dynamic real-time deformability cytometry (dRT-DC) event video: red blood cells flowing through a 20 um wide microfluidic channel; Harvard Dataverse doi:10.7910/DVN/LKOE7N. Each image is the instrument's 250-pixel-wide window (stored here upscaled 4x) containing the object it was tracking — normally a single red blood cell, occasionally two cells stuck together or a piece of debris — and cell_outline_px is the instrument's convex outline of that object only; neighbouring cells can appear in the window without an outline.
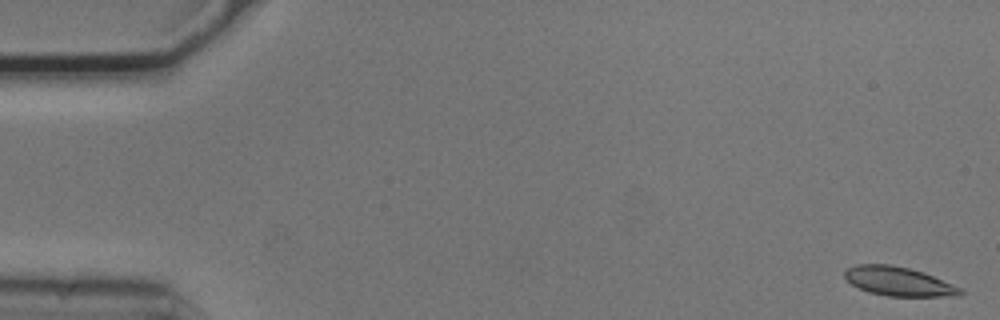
{"species": "common noctule bat (a hibernating species)", "species_latin": "Nyctalus noctula", "temperature_condition": "cold", "stored_images_in_passage": 54, "camera_frame_rate_fps": 3000, "um_per_image_px": 0.085, "animal": {"sex": "male", "body_mass_g": 20.5, "forearm_length_mm": 52.5}, "frame": {"image": 1, "passage_image": 1, "time_ms": 0.0, "image_size_px": [1000, 320], "cell_outline_px": [[964, 292], [956, 296], [888, 296], [868, 292], [852, 284], [844, 276], [844, 272], [848, 268], [856, 264], [888, 264], [908, 268], [924, 272], [964, 288]], "centroid_in_image_um": [76.42, 23.92], "position_along_channel_um": 8.6, "area_um2": 19.59}}
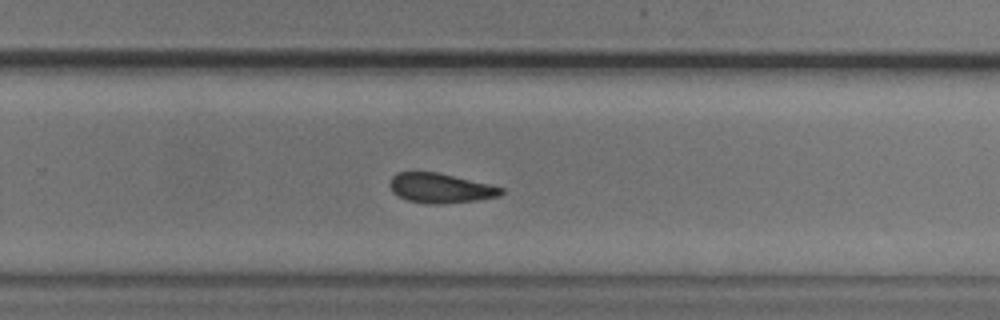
{"frame": {"image": 2, "passage_image": 35, "time_ms": 11.333, "image_size_px": [1000, 320], "cell_outline_px": [[504, 192], [500, 196], [476, 200], [440, 204], [428, 204], [408, 200], [392, 192], [388, 184], [392, 176], [396, 172], [436, 172], [488, 184], [504, 188]], "centroid_in_image_um": [37.41, 15.99], "position_along_channel_um": 292.4, "area_um2": 19.13}}
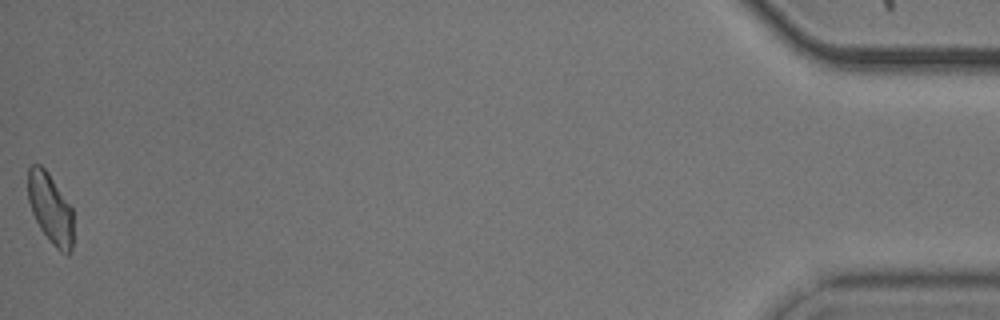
{"frame": {"image": 3, "passage_image": 54, "time_ms": 17.667, "image_size_px": [1000, 320], "cell_outline_px": [[72, 252], [68, 256], [60, 252], [52, 244], [40, 228], [32, 212], [28, 200], [28, 168], [32, 164], [40, 164], [48, 172], [72, 208]], "centroid_in_image_um": [4.28, 17.74], "position_along_channel_um": 430.9, "area_um2": 18.55}, "authors_computed_cell_mechanics": {"area_um2": 19.5942, "velocity_mm_per_s": 3.7198, "shape_relaxation_time_tau1_ms": 6.0865, "shape_relaxation_time_tau2_ms": 10.52, "deformation_change_tau1": 0.1113, "deformation_change_tau2": 0.1805}}